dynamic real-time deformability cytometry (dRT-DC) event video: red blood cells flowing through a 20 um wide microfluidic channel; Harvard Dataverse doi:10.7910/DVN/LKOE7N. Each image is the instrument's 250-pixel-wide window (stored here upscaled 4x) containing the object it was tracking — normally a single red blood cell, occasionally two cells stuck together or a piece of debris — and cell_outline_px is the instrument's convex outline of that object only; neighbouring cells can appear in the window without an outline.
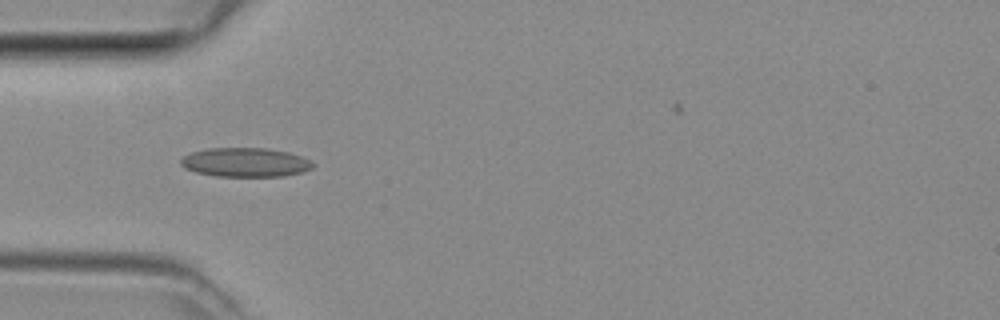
{"species": "common noctule bat (a hibernating species)", "species_latin": "Nyctalus noctula", "temperature_condition": "room temperature", "stored_images_in_passage": 4, "camera_frame_rate_fps": 3000, "um_per_image_px": 0.085, "animal": {"sex": "female", "body_mass_g": 29.2, "forearm_length_mm": 56.3}, "frame": {"image": 1, "passage_image": 3, "time_ms": 0.667, "image_size_px": [1000, 320], "cell_outline_px": [[316, 164], [312, 168], [304, 172], [280, 176], [216, 176], [196, 172], [184, 168], [180, 164], [180, 160], [184, 156], [192, 152], [208, 148], [268, 148], [288, 152], [300, 156]], "centroid_in_image_um": [20.85, 13.8], "position_along_channel_um": 64.2, "area_um2": 22.37}}
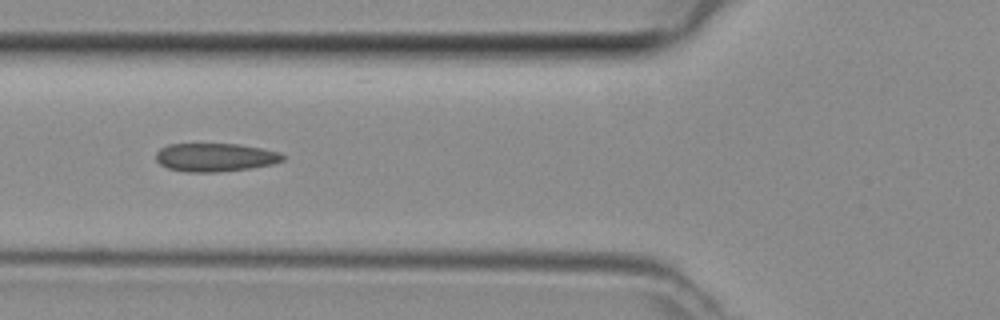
{"frame": {"image": 2, "passage_image": 4, "time_ms": 1.0, "image_size_px": [1000, 320], "cell_outline_px": [[288, 156], [284, 160], [272, 164], [248, 168], [216, 172], [188, 172], [168, 168], [160, 164], [156, 160], [156, 152], [160, 148], [168, 144], [240, 144], [280, 152]], "centroid_in_image_um": [18.3, 13.36], "position_along_channel_um": 107.5, "area_um2": 20.98}}